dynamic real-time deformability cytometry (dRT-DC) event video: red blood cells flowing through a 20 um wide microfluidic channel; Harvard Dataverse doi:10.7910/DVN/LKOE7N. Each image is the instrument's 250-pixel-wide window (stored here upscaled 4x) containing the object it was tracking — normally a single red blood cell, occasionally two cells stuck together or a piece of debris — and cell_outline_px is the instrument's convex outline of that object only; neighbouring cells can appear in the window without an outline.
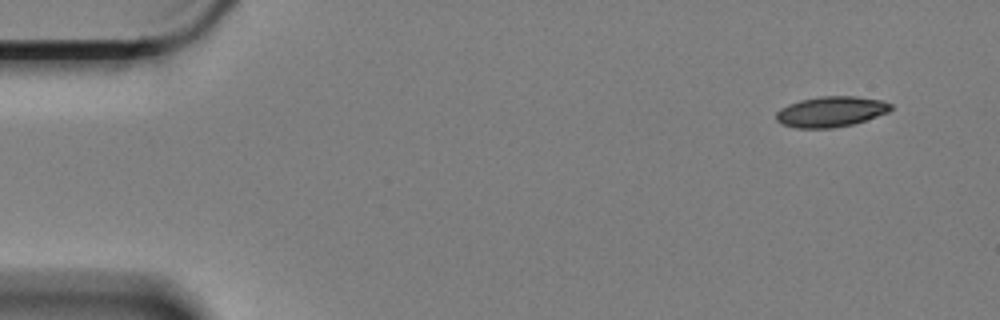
{"species": "Egyptian fruit bat (a non-hibernating species)", "species_latin": "Rousettus aegyptiacus", "temperature_condition": "cold", "stored_images_in_passage": 8, "camera_frame_rate_fps": 3000, "um_per_image_px": 0.085, "animal": {"sex": "female"}, "frame": {"image": 1, "passage_image": 1, "time_ms": 0.0, "image_size_px": [1000, 320], "cell_outline_px": [[892, 108], [888, 112], [852, 124], [832, 128], [796, 128], [784, 124], [776, 120], [776, 112], [780, 108], [788, 104], [800, 100], [820, 96], [856, 96], [880, 100], [892, 104]], "centroid_in_image_um": [70.6, 9.48], "position_along_channel_um": 14.4, "area_um2": 20.23}}
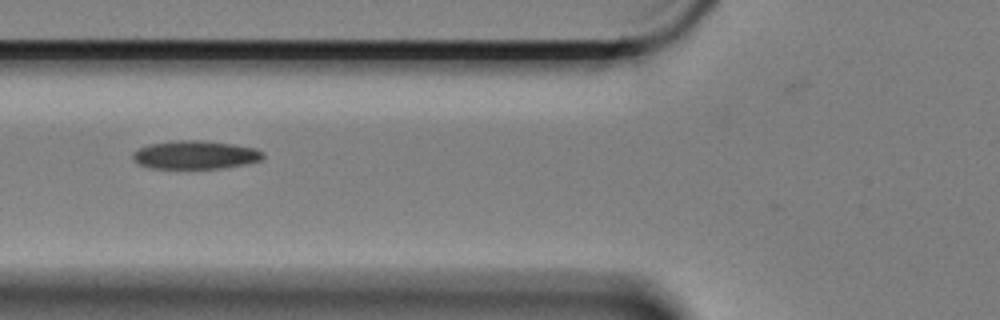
{"frame": {"image": 2, "passage_image": 6, "time_ms": 1.667, "image_size_px": [1000, 320], "cell_outline_px": [[264, 156], [260, 160], [244, 164], [224, 168], [152, 168], [140, 164], [132, 160], [132, 152], [148, 144], [176, 140], [208, 140], [256, 148], [264, 152]], "centroid_in_image_um": [16.59, 13.15], "position_along_channel_um": 109.2, "area_um2": 21.62}}
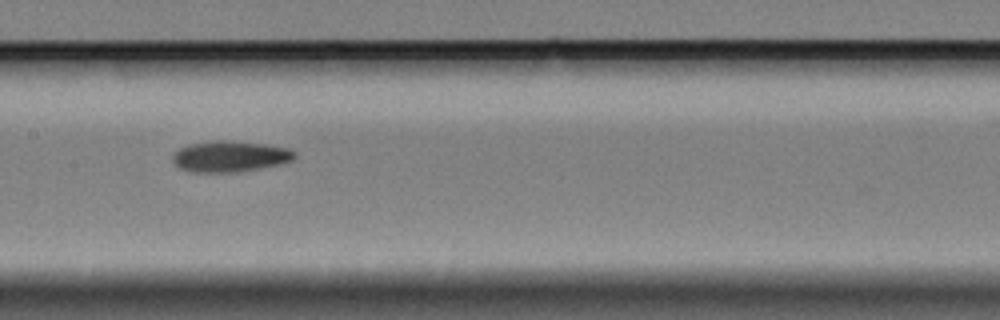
{"frame": {"image": 3, "passage_image": 8, "time_ms": 2.333, "image_size_px": [1000, 320], "cell_outline_px": [[296, 156], [292, 160], [284, 164], [236, 172], [192, 172], [180, 168], [172, 160], [172, 156], [180, 148], [192, 144], [212, 140], [224, 140], [264, 144], [288, 148], [296, 152]], "centroid_in_image_um": [19.58, 13.3], "position_along_channel_um": 187.8, "area_um2": 21.96}}